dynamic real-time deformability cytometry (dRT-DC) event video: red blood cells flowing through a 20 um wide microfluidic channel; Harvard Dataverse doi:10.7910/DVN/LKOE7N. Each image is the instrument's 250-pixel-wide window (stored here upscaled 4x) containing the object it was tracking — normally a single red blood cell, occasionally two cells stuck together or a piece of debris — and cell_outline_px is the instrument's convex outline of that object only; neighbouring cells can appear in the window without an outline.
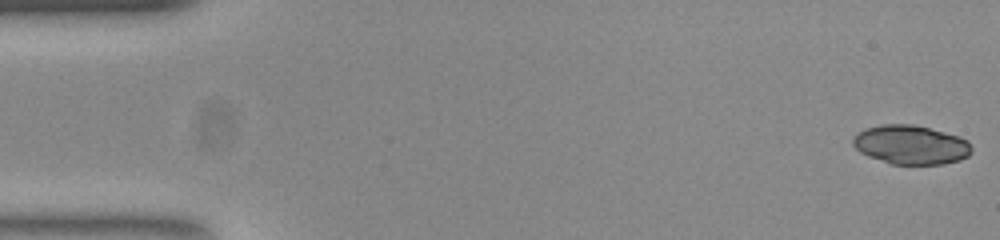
{"species": "common noctule bat (a hibernating species)", "species_latin": "Nyctalus noctula", "temperature_condition": "room temperature", "stored_images_in_passage": 52, "camera_frame_rate_fps": 3000, "um_per_image_px": 0.085, "animal": {"sex": "female", "body_mass_g": 23.0, "forearm_length_mm": 53.4}, "frame": {"image": 1, "passage_image": 1, "time_ms": 0.0, "image_size_px": [1000, 240], "cell_outline_px": [[972, 152], [968, 156], [960, 160], [944, 164], [892, 164], [868, 156], [860, 152], [852, 144], [852, 140], [856, 132], [864, 128], [880, 124], [912, 124], [960, 136], [968, 140], [972, 148]], "centroid_in_image_um": [77.41, 12.3], "position_along_channel_um": 7.6, "area_um2": 27.22}}